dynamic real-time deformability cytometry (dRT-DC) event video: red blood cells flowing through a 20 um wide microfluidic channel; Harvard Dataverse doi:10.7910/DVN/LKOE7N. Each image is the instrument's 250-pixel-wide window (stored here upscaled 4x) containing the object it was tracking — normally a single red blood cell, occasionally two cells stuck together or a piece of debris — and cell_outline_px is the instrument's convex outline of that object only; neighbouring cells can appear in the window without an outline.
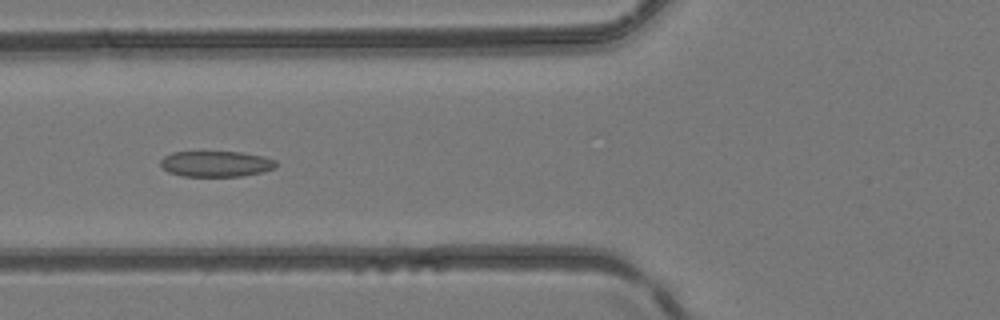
{"species": "common noctule bat (a hibernating species)", "species_latin": "Nyctalus noctula", "temperature_condition": "room temperature", "stored_images_in_passage": 48, "camera_frame_rate_fps": 3000, "um_per_image_px": 0.085, "animal": {"sex": "female", "body_mass_g": 24.6, "forearm_length_mm": 56.2}, "frame": {"image": 1, "passage_image": 19, "time_ms": 6.0, "image_size_px": [1000, 320], "cell_outline_px": [[276, 164], [272, 168], [260, 172], [240, 176], [184, 176], [168, 172], [160, 164], [160, 160], [164, 156], [172, 152], [240, 152], [264, 156], [276, 160]], "centroid_in_image_um": [18.33, 13.92], "position_along_channel_um": 107.5, "area_um2": 17.17}}
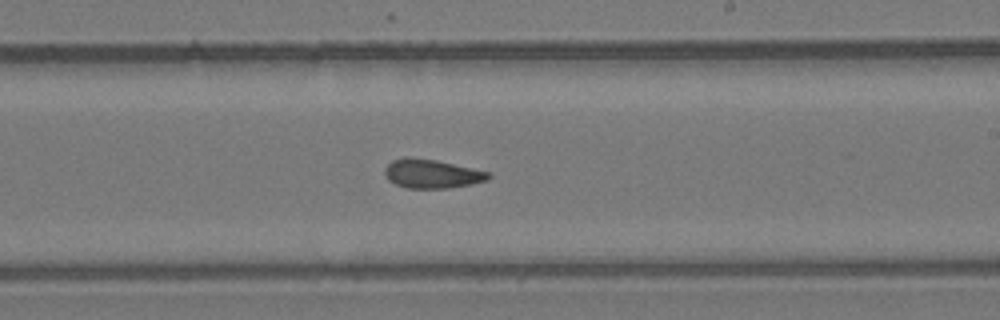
{"frame": {"image": 2, "passage_image": 29, "time_ms": 9.333, "image_size_px": [1000, 320], "cell_outline_px": [[492, 176], [488, 180], [448, 188], [408, 188], [396, 184], [388, 180], [384, 176], [384, 168], [392, 160], [404, 156], [408, 156], [436, 160], [488, 172]], "centroid_in_image_um": [36.64, 14.76], "position_along_channel_um": 252.4, "area_um2": 17.4}}
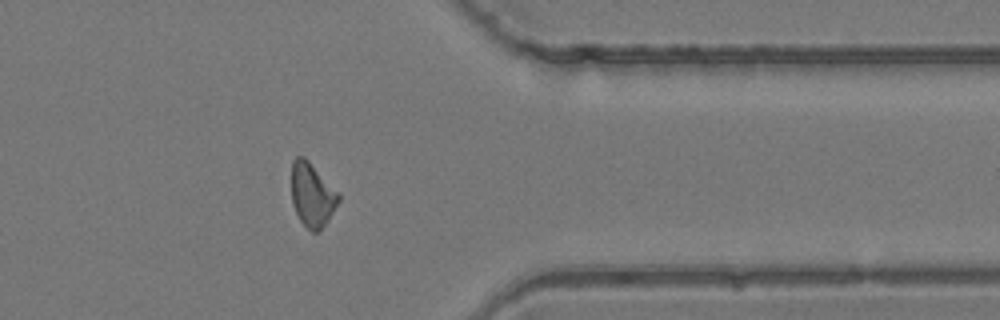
{"frame": {"image": 3, "passage_image": 39, "time_ms": 12.667, "image_size_px": [1000, 320], "cell_outline_px": [[340, 200], [328, 220], [316, 232], [312, 232], [300, 220], [292, 204], [292, 160], [296, 156], [304, 156], [340, 192]], "centroid_in_image_um": [26.54, 16.52], "position_along_channel_um": 384.9, "area_um2": 17.51}}